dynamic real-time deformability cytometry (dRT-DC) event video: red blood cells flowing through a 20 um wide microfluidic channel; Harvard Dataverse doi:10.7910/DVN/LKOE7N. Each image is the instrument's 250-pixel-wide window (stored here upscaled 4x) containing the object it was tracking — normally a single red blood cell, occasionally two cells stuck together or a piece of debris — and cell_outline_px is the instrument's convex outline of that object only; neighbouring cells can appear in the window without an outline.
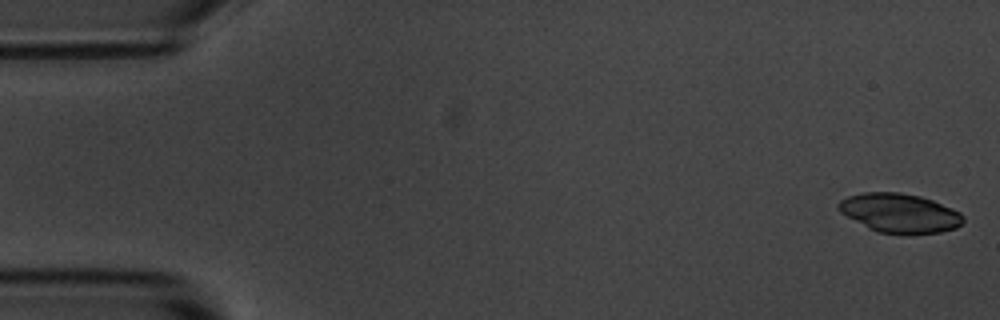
{"species": "common noctule bat (a hibernating species)", "species_latin": "Nyctalus noctula", "temperature_condition": "room temperature", "stored_images_in_passage": 5, "camera_frame_rate_fps": 3000, "um_per_image_px": 0.085, "animal": {"sex": "male", "body_mass_g": 20.1, "forearm_length_mm": 53.5}, "frame": {"image": 1, "passage_image": 1, "time_ms": 0.0, "image_size_px": [1000, 320], "cell_outline_px": [[964, 220], [956, 228], [940, 232], [908, 236], [904, 236], [876, 232], [868, 228], [840, 212], [836, 208], [836, 204], [840, 200], [848, 196], [864, 192], [900, 192], [920, 196], [932, 200], [952, 208], [960, 212], [964, 216]], "centroid_in_image_um": [76.46, 18.14], "position_along_channel_um": 8.5, "area_um2": 29.02}}